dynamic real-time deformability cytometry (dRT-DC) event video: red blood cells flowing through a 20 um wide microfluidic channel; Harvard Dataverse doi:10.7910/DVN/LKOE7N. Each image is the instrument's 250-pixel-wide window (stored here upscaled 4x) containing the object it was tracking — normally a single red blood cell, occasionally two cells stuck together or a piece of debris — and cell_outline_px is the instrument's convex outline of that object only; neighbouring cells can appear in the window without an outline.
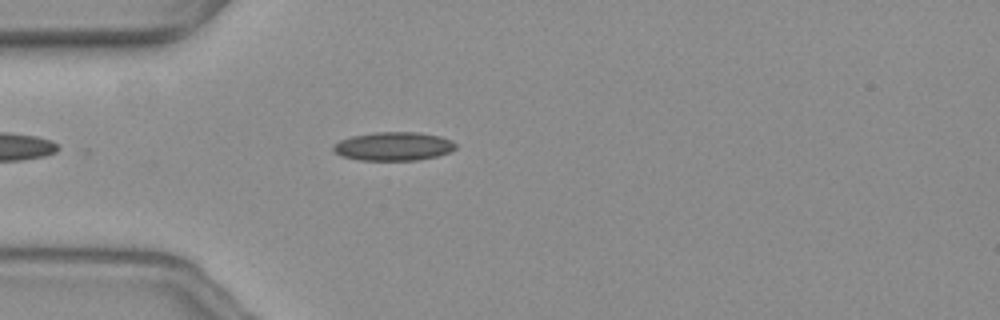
{"species": "common noctule bat (a hibernating species)", "species_latin": "Nyctalus noctula", "temperature_condition": "warm", "stored_images_in_passage": 33, "camera_frame_rate_fps": 3000, "um_per_image_px": 0.085, "animal": {"sex": "female", "body_mass_g": 19.3, "forearm_length_mm": 54.1}, "frame": {"image": 1, "passage_image": 2, "time_ms": 0.333, "image_size_px": [1000, 320], "cell_outline_px": [[456, 148], [448, 152], [436, 156], [416, 160], [360, 160], [340, 156], [332, 148], [332, 144], [340, 140], [352, 136], [376, 132], [416, 132], [440, 136], [452, 140], [456, 144]], "centroid_in_image_um": [33.42, 12.43], "position_along_channel_um": 51.6, "area_um2": 20.35}}
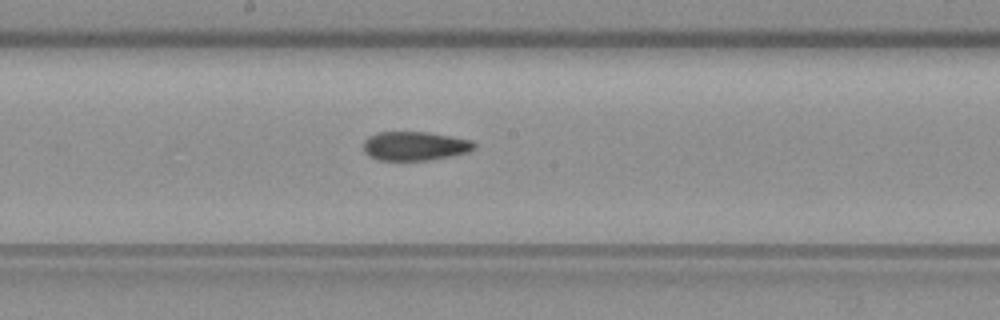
{"frame": {"image": 2, "passage_image": 16, "time_ms": 5.0, "image_size_px": [1000, 320], "cell_outline_px": [[476, 148], [468, 152], [452, 156], [432, 160], [376, 160], [368, 156], [364, 152], [364, 140], [368, 136], [376, 132], [428, 132], [472, 140], [476, 144]], "centroid_in_image_um": [35.26, 12.41], "position_along_channel_um": 212.9, "area_um2": 18.96}}
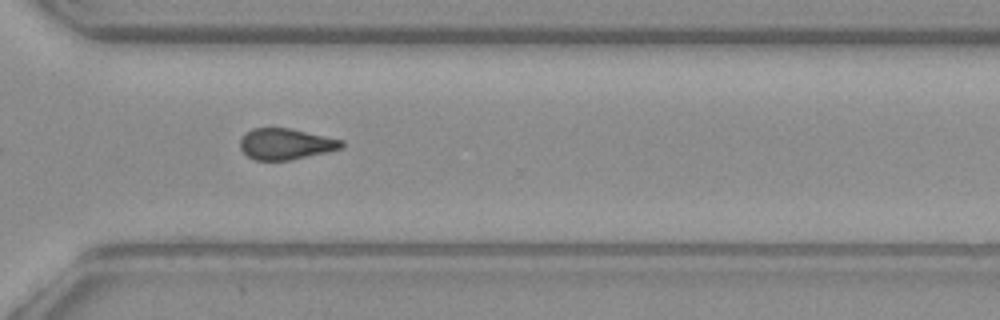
{"frame": {"image": 3, "passage_image": 27, "time_ms": 8.667, "image_size_px": [1000, 320], "cell_outline_px": [[344, 144], [340, 148], [328, 152], [292, 160], [256, 160], [248, 156], [240, 148], [240, 140], [244, 132], [252, 128], [292, 128], [344, 140]], "centroid_in_image_um": [24.29, 12.23], "position_along_channel_um": 346.3, "area_um2": 18.55}, "authors_computed_cell_mechanics": {"area_um2": 19.074, "velocity_mm_per_s": 3.6468, "shape_relaxation_time_tau1_ms": null, "shape_relaxation_time_tau2_ms": 5.3086, "deformation_change_tau1": null, "deformation_change_tau2": 0.1253}}